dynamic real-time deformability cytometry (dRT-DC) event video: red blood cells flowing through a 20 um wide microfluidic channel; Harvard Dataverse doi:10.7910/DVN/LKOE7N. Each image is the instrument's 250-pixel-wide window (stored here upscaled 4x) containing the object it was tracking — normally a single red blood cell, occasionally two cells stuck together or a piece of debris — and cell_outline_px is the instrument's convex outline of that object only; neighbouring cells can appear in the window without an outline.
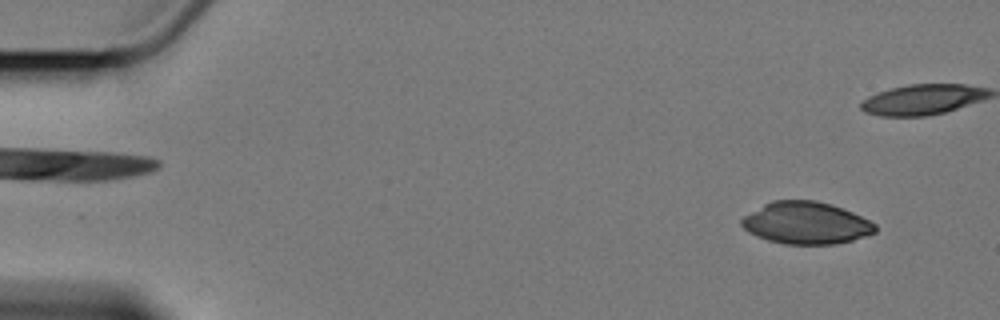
{"species": "Egyptian fruit bat (a non-hibernating species)", "species_latin": "Rousettus aegyptiacus", "temperature_condition": "cold", "stored_images_in_passage": 4, "camera_frame_rate_fps": 3000, "um_per_image_px": 0.085, "animal": {"sex": "female"}, "frame": {"image": 1, "passage_image": 1, "time_ms": 0.0, "image_size_px": [1000, 320], "cell_outline_px": [[876, 232], [852, 240], [836, 244], [784, 244], [768, 240], [756, 236], [748, 232], [740, 224], [740, 220], [744, 216], [764, 204], [772, 200], [816, 200], [832, 204], [844, 208], [876, 224]], "centroid_in_image_um": [68.51, 18.95], "position_along_channel_um": 16.5, "area_um2": 32.83}}